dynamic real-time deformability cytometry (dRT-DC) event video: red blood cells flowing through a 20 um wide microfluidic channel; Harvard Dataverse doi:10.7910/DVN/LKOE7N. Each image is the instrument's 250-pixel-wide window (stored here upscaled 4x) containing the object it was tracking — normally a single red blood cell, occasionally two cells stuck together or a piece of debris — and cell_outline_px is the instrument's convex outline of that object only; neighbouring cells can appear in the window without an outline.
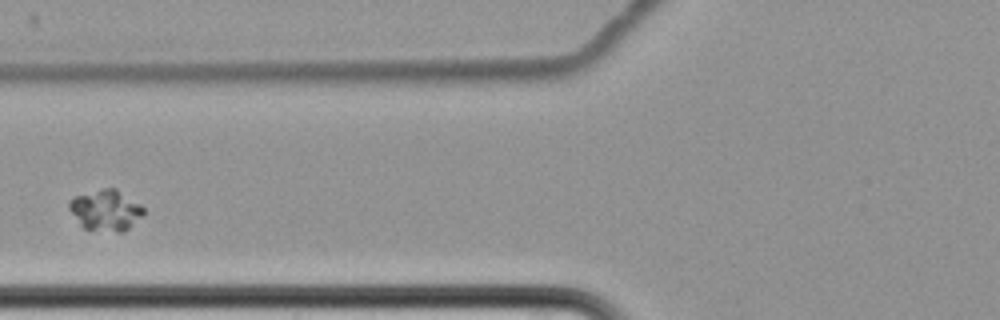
{"species": "common noctule bat (a hibernating species)", "species_latin": "Nyctalus noctula", "temperature_condition": "cold", "stored_images_in_passage": 7, "camera_frame_rate_fps": 3000, "um_per_image_px": 0.085, "animal": {"sex": "female", "body_mass_g": 22.7, "forearm_length_mm": 54.2}, "frame": {"image": 1, "passage_image": 4, "time_ms": 3.667, "image_size_px": [1000, 320], "cell_outline_px": [[144, 212], [128, 228], [120, 232], [116, 232], [84, 228], [80, 224], [68, 208], [68, 204], [72, 196], [104, 188], [116, 188], [140, 204], [144, 208]], "centroid_in_image_um": [8.95, 17.84], "position_along_channel_um": 116.8, "area_um2": 17.46}}
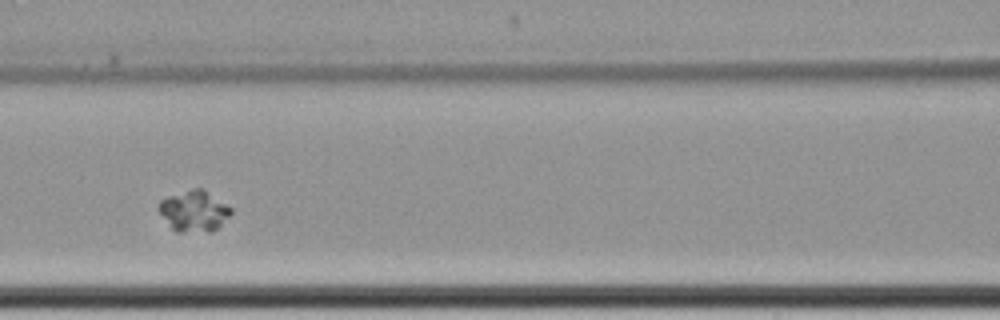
{"frame": {"image": 2, "passage_image": 5, "time_ms": 4.667, "image_size_px": [1000, 320], "cell_outline_px": [[232, 212], [212, 232], [176, 232], [172, 228], [156, 208], [160, 200], [168, 196], [192, 188], [204, 188], [232, 208]], "centroid_in_image_um": [16.47, 17.92], "position_along_channel_um": 150.1, "area_um2": 17.28}}